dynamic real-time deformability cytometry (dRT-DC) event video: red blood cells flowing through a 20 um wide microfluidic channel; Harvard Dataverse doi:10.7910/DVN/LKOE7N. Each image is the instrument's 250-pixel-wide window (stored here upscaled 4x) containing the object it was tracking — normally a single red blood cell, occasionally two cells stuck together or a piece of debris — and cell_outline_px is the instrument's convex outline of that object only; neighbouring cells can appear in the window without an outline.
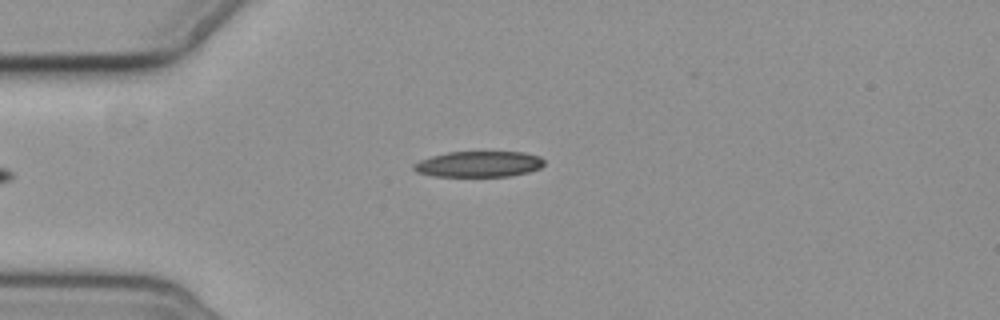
{"species": "common noctule bat (a hibernating species)", "species_latin": "Nyctalus noctula", "temperature_condition": "cold", "stored_images_in_passage": 16, "camera_frame_rate_fps": 3000, "um_per_image_px": 0.085, "animal": {"sex": "female", "body_mass_g": 19.3, "forearm_length_mm": 54.1}, "frame": {"image": 1, "passage_image": 6, "time_ms": 6.667, "image_size_px": [1000, 320], "cell_outline_px": [[544, 164], [540, 168], [528, 172], [508, 176], [436, 176], [416, 172], [412, 168], [412, 164], [420, 160], [432, 156], [448, 152], [524, 152], [540, 156], [544, 160]], "centroid_in_image_um": [40.7, 13.94], "position_along_channel_um": 44.3, "area_um2": 19.59}}
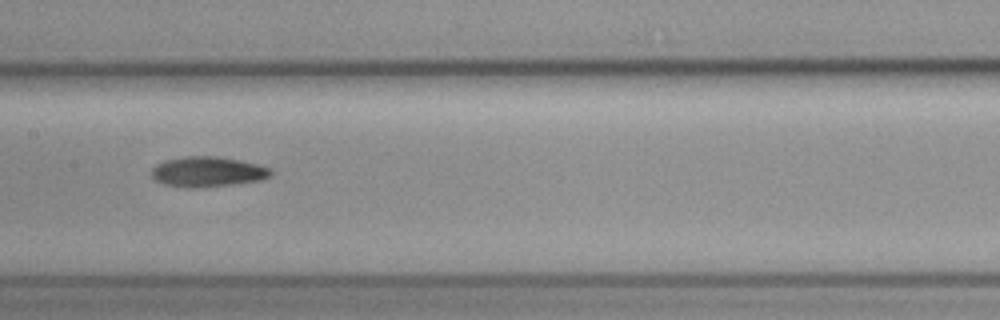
{"frame": {"image": 2, "passage_image": 10, "time_ms": 11.333, "image_size_px": [1000, 320], "cell_outline_px": [[272, 176], [260, 180], [232, 184], [192, 188], [188, 188], [164, 184], [152, 180], [152, 168], [156, 164], [164, 160], [184, 156], [216, 156], [240, 160], [260, 164], [272, 168]], "centroid_in_image_um": [17.65, 14.59], "position_along_channel_um": 189.8, "area_um2": 21.21}}
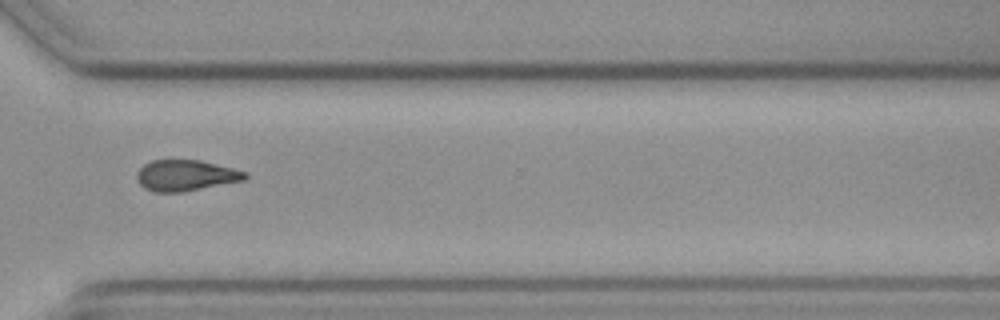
{"frame": {"image": 3, "passage_image": 14, "time_ms": 16.0, "image_size_px": [1000, 320], "cell_outline_px": [[248, 176], [244, 180], [184, 192], [152, 192], [144, 188], [136, 180], [136, 172], [144, 164], [152, 160], [200, 160], [248, 172]], "centroid_in_image_um": [15.76, 14.92], "position_along_channel_um": 354.8, "area_um2": 19.65}, "authors_computed_cell_mechanics": {"area_um2": 21.0392, "velocity_mm_per_s": 3.5524, "shape_relaxation_time_tau1_ms": 9.217, "shape_relaxation_time_tau2_ms": 9.9741, "deformation_change_tau1": 0.1406, "deformation_change_tau2": 0.1701}}